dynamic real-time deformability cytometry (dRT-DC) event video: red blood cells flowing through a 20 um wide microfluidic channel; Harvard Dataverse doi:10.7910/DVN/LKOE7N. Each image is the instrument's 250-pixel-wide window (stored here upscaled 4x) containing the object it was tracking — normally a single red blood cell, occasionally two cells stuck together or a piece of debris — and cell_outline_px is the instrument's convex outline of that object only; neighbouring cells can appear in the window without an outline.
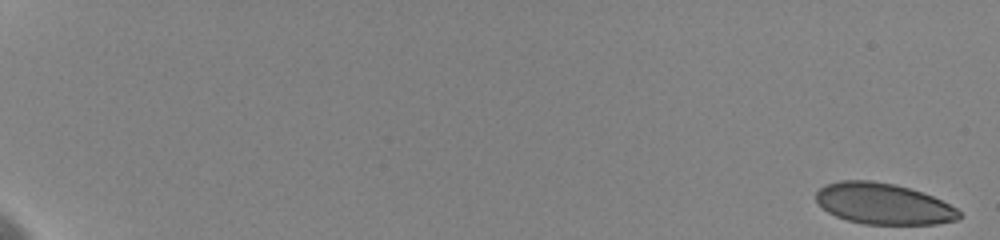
{"species": "human", "species_latin": "Homo sapiens", "temperature_condition": "cold", "stored_images_in_passage": 63, "camera_frame_rate_fps": 3000, "um_per_image_px": 0.085, "donor": {"sex": "female"}, "frame": {"image": 1, "passage_image": 1, "time_ms": 0.0, "image_size_px": [1000, 240], "cell_outline_px": [[960, 216], [956, 220], [936, 224], [864, 224], [848, 220], [836, 216], [828, 212], [816, 200], [816, 192], [824, 184], [840, 180], [872, 180], [896, 184], [924, 192], [956, 208], [960, 212]], "centroid_in_image_um": [75.07, 17.3], "position_along_channel_um": 9.9, "area_um2": 34.28}}
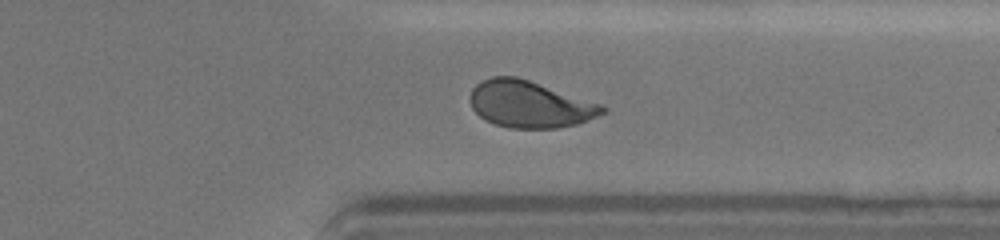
{"frame": {"image": 2, "passage_image": 52, "time_ms": 16.0, "image_size_px": [1000, 240], "cell_outline_px": [[608, 112], [588, 120], [576, 124], [556, 128], [508, 128], [496, 124], [480, 116], [472, 108], [468, 96], [472, 88], [480, 80], [492, 76], [516, 76], [600, 104], [608, 108]], "centroid_in_image_um": [45.0, 8.86], "position_along_channel_um": 366.4, "area_um2": 35.95}}
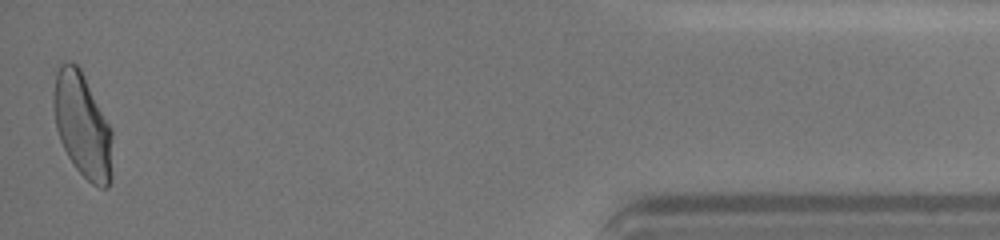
{"frame": {"image": 3, "passage_image": 63, "time_ms": 19.333, "image_size_px": [1000, 240], "cell_outline_px": [[112, 180], [108, 188], [100, 188], [92, 184], [76, 168], [68, 156], [60, 140], [56, 128], [52, 104], [52, 100], [56, 72], [60, 64], [68, 60], [76, 64], [80, 68], [112, 128]], "centroid_in_image_um": [7.02, 10.66], "position_along_channel_um": 428.2, "area_um2": 36.24}, "authors_computed_cell_mechanics": {"area_um2": 36.414, "velocity_mm_per_s": 3.5941, "shape_relaxation_time_tau1_ms": 6.1368, "shape_relaxation_time_tau2_ms": null, "deformation_change_tau1": 0.1514, "deformation_change_tau2": null}}